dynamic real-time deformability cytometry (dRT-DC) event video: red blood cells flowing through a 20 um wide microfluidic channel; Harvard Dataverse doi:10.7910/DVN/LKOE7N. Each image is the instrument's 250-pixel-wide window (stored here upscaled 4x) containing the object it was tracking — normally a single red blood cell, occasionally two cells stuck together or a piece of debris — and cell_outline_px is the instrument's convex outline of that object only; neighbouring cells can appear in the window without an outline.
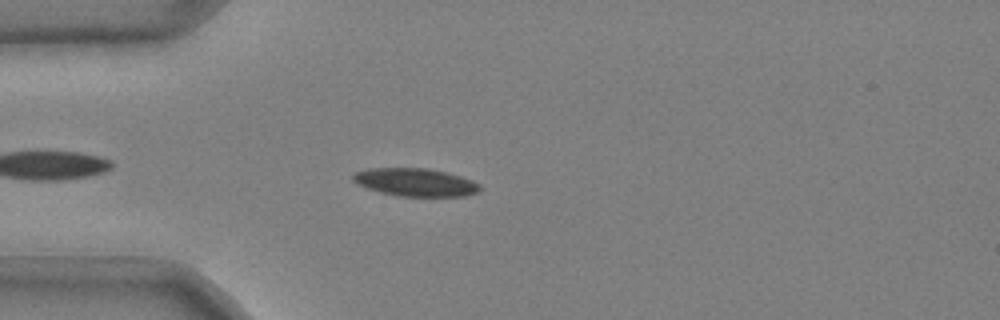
{"species": "common noctule bat (a hibernating species)", "species_latin": "Nyctalus noctula", "temperature_condition": "cold", "stored_images_in_passage": 42, "camera_frame_rate_fps": 3000, "um_per_image_px": 0.085, "animal": {"sex": "male", "body_mass_g": 20.4}, "frame": {"image": 1, "passage_image": 5, "time_ms": 1.333, "image_size_px": [1000, 320], "cell_outline_px": [[480, 188], [476, 192], [464, 196], [396, 196], [380, 192], [356, 184], [352, 180], [352, 176], [356, 172], [368, 168], [428, 168], [448, 172], [472, 180], [480, 184]], "centroid_in_image_um": [35.28, 15.48], "position_along_channel_um": 49.7, "area_um2": 20.69}}
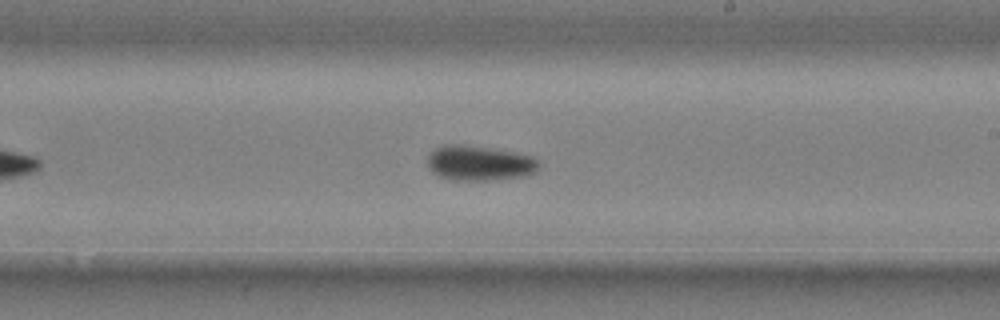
{"frame": {"image": 2, "passage_image": 22, "time_ms": 7.0, "image_size_px": [1000, 320], "cell_outline_px": [[540, 164], [536, 172], [528, 176], [488, 180], [452, 180], [440, 176], [432, 172], [428, 168], [428, 156], [432, 148], [444, 144], [464, 144], [512, 152], [532, 156]], "centroid_in_image_um": [40.72, 13.86], "position_along_channel_um": 248.3, "area_um2": 22.89}}
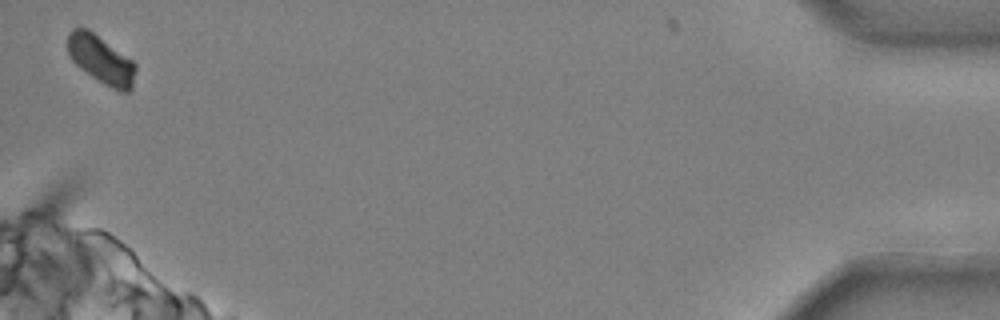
{"frame": {"image": 3, "passage_image": 42, "time_ms": 13.667, "image_size_px": [1000, 320], "cell_outline_px": [[136, 68], [132, 88], [128, 92], [120, 92], [104, 84], [80, 68], [72, 60], [68, 52], [68, 32], [72, 28], [88, 28], [132, 60], [136, 64]], "centroid_in_image_um": [8.6, 5.06], "position_along_channel_um": 426.6, "area_um2": 18.96}, "authors_computed_cell_mechanics": {"area_um2": 21.5305, "velocity_mm_per_s": 3.6966, "shape_relaxation_time_tau1_ms": 4.2289, "shape_relaxation_time_tau2_ms": null, "deformation_change_tau1": 0.1153, "deformation_change_tau2": null}}